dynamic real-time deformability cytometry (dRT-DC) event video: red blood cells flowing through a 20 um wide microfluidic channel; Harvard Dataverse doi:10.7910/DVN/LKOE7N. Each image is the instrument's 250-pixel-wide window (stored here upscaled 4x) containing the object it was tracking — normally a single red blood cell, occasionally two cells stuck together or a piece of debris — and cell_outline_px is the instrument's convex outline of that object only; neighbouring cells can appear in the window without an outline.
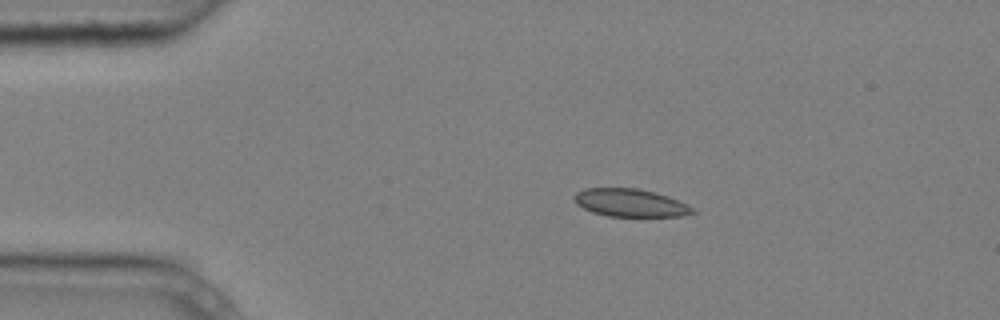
{"species": "common noctule bat (a hibernating species)", "species_latin": "Nyctalus noctula", "temperature_condition": "cold", "stored_images_in_passage": 3, "camera_frame_rate_fps": 3000, "um_per_image_px": 0.085, "animal": {"sex": "male", "body_mass_g": 20.4}, "frame": {"image": 1, "passage_image": 1, "time_ms": 0.0, "image_size_px": [1000, 320], "cell_outline_px": [[696, 212], [680, 216], [608, 216], [592, 212], [576, 204], [572, 196], [576, 192], [584, 188], [636, 188], [656, 192], [668, 196], [696, 208]], "centroid_in_image_um": [53.57, 17.23], "position_along_channel_um": 31.4, "area_um2": 19.31}}
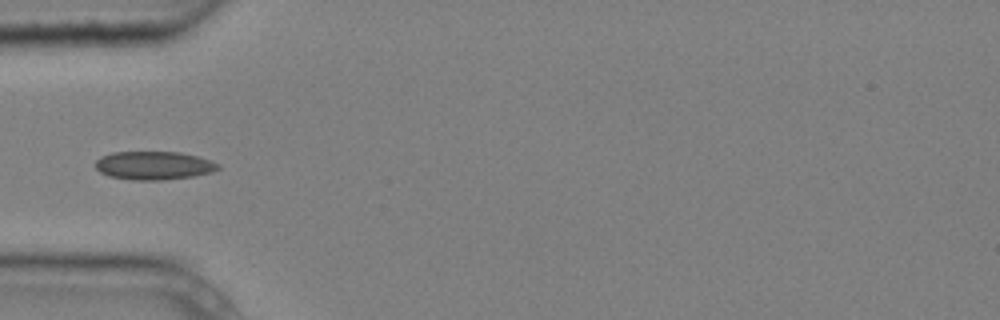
{"frame": {"image": 2, "passage_image": 3, "time_ms": 0.667, "image_size_px": [1000, 320], "cell_outline_px": [[220, 168], [212, 172], [192, 176], [164, 180], [132, 180], [108, 176], [100, 172], [96, 168], [96, 160], [100, 156], [112, 152], [180, 152], [212, 160], [220, 164]], "centroid_in_image_um": [13.07, 14.07], "position_along_channel_um": 71.9, "area_um2": 20.4}}